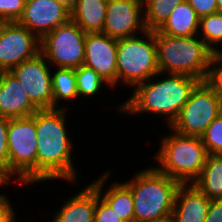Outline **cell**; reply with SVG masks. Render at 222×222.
<instances>
[{
  "instance_id": "6da1fadb",
  "label": "cell",
  "mask_w": 222,
  "mask_h": 222,
  "mask_svg": "<svg viewBox=\"0 0 222 222\" xmlns=\"http://www.w3.org/2000/svg\"><path fill=\"white\" fill-rule=\"evenodd\" d=\"M63 108L36 111V182L64 179L75 183L77 171L72 163V143L66 131ZM70 140V141H69Z\"/></svg>"
},
{
  "instance_id": "7a4b0ae2",
  "label": "cell",
  "mask_w": 222,
  "mask_h": 222,
  "mask_svg": "<svg viewBox=\"0 0 222 222\" xmlns=\"http://www.w3.org/2000/svg\"><path fill=\"white\" fill-rule=\"evenodd\" d=\"M167 75L160 81L149 79L135 86L131 97L118 106L119 110L130 115L143 112L165 115L170 127L201 81L183 74Z\"/></svg>"
},
{
  "instance_id": "3957f363",
  "label": "cell",
  "mask_w": 222,
  "mask_h": 222,
  "mask_svg": "<svg viewBox=\"0 0 222 222\" xmlns=\"http://www.w3.org/2000/svg\"><path fill=\"white\" fill-rule=\"evenodd\" d=\"M160 74H183L208 81L215 53L200 36L174 37L155 30Z\"/></svg>"
},
{
  "instance_id": "277c9868",
  "label": "cell",
  "mask_w": 222,
  "mask_h": 222,
  "mask_svg": "<svg viewBox=\"0 0 222 222\" xmlns=\"http://www.w3.org/2000/svg\"><path fill=\"white\" fill-rule=\"evenodd\" d=\"M132 192L134 222H146L162 217H172L177 180L156 167L142 170L129 182H124Z\"/></svg>"
},
{
  "instance_id": "5b68a950",
  "label": "cell",
  "mask_w": 222,
  "mask_h": 222,
  "mask_svg": "<svg viewBox=\"0 0 222 222\" xmlns=\"http://www.w3.org/2000/svg\"><path fill=\"white\" fill-rule=\"evenodd\" d=\"M173 133L161 140L155 156L160 167L156 168L180 184H192L199 177L208 153L201 137Z\"/></svg>"
},
{
  "instance_id": "8992f818",
  "label": "cell",
  "mask_w": 222,
  "mask_h": 222,
  "mask_svg": "<svg viewBox=\"0 0 222 222\" xmlns=\"http://www.w3.org/2000/svg\"><path fill=\"white\" fill-rule=\"evenodd\" d=\"M146 38L136 36L118 39L117 82L135 87L160 74L157 64L155 31L146 30Z\"/></svg>"
},
{
  "instance_id": "52a82bcc",
  "label": "cell",
  "mask_w": 222,
  "mask_h": 222,
  "mask_svg": "<svg viewBox=\"0 0 222 222\" xmlns=\"http://www.w3.org/2000/svg\"><path fill=\"white\" fill-rule=\"evenodd\" d=\"M9 177L22 185L36 183V112L33 115L10 119L8 132Z\"/></svg>"
},
{
  "instance_id": "ba28073f",
  "label": "cell",
  "mask_w": 222,
  "mask_h": 222,
  "mask_svg": "<svg viewBox=\"0 0 222 222\" xmlns=\"http://www.w3.org/2000/svg\"><path fill=\"white\" fill-rule=\"evenodd\" d=\"M221 113L222 98L208 81H202L192 91L170 128L182 135L201 137Z\"/></svg>"
},
{
  "instance_id": "9c48e42d",
  "label": "cell",
  "mask_w": 222,
  "mask_h": 222,
  "mask_svg": "<svg viewBox=\"0 0 222 222\" xmlns=\"http://www.w3.org/2000/svg\"><path fill=\"white\" fill-rule=\"evenodd\" d=\"M86 36L70 19L40 39V53L57 68L76 69L84 63Z\"/></svg>"
},
{
  "instance_id": "30bf717a",
  "label": "cell",
  "mask_w": 222,
  "mask_h": 222,
  "mask_svg": "<svg viewBox=\"0 0 222 222\" xmlns=\"http://www.w3.org/2000/svg\"><path fill=\"white\" fill-rule=\"evenodd\" d=\"M45 60L38 53L10 70L40 110L53 109L52 76L50 64Z\"/></svg>"
},
{
  "instance_id": "8fae6325",
  "label": "cell",
  "mask_w": 222,
  "mask_h": 222,
  "mask_svg": "<svg viewBox=\"0 0 222 222\" xmlns=\"http://www.w3.org/2000/svg\"><path fill=\"white\" fill-rule=\"evenodd\" d=\"M40 53V39L18 22H5L0 31V70L10 71Z\"/></svg>"
},
{
  "instance_id": "7c38bea8",
  "label": "cell",
  "mask_w": 222,
  "mask_h": 222,
  "mask_svg": "<svg viewBox=\"0 0 222 222\" xmlns=\"http://www.w3.org/2000/svg\"><path fill=\"white\" fill-rule=\"evenodd\" d=\"M142 10L143 0H108L102 33L118 40L145 32Z\"/></svg>"
},
{
  "instance_id": "4fadbf2b",
  "label": "cell",
  "mask_w": 222,
  "mask_h": 222,
  "mask_svg": "<svg viewBox=\"0 0 222 222\" xmlns=\"http://www.w3.org/2000/svg\"><path fill=\"white\" fill-rule=\"evenodd\" d=\"M118 40L102 32L87 33L83 65L92 68L108 86L117 85Z\"/></svg>"
},
{
  "instance_id": "5bb4252c",
  "label": "cell",
  "mask_w": 222,
  "mask_h": 222,
  "mask_svg": "<svg viewBox=\"0 0 222 222\" xmlns=\"http://www.w3.org/2000/svg\"><path fill=\"white\" fill-rule=\"evenodd\" d=\"M70 19L71 14L57 0H26L24 12L17 22L41 39Z\"/></svg>"
},
{
  "instance_id": "9a60e30c",
  "label": "cell",
  "mask_w": 222,
  "mask_h": 222,
  "mask_svg": "<svg viewBox=\"0 0 222 222\" xmlns=\"http://www.w3.org/2000/svg\"><path fill=\"white\" fill-rule=\"evenodd\" d=\"M38 110L21 83L10 71H4L0 90V116L15 119L33 115Z\"/></svg>"
},
{
  "instance_id": "2e32d148",
  "label": "cell",
  "mask_w": 222,
  "mask_h": 222,
  "mask_svg": "<svg viewBox=\"0 0 222 222\" xmlns=\"http://www.w3.org/2000/svg\"><path fill=\"white\" fill-rule=\"evenodd\" d=\"M210 200L193 184H180L172 211L173 222H204Z\"/></svg>"
},
{
  "instance_id": "e0dca14e",
  "label": "cell",
  "mask_w": 222,
  "mask_h": 222,
  "mask_svg": "<svg viewBox=\"0 0 222 222\" xmlns=\"http://www.w3.org/2000/svg\"><path fill=\"white\" fill-rule=\"evenodd\" d=\"M96 189L89 184L65 202L53 222H94Z\"/></svg>"
},
{
  "instance_id": "ac0fdd59",
  "label": "cell",
  "mask_w": 222,
  "mask_h": 222,
  "mask_svg": "<svg viewBox=\"0 0 222 222\" xmlns=\"http://www.w3.org/2000/svg\"><path fill=\"white\" fill-rule=\"evenodd\" d=\"M102 174L98 180L93 181L91 185L98 191L99 196L122 218L125 222H134V207L131 189L125 183H113L102 195V188L108 175Z\"/></svg>"
},
{
  "instance_id": "d6986e66",
  "label": "cell",
  "mask_w": 222,
  "mask_h": 222,
  "mask_svg": "<svg viewBox=\"0 0 222 222\" xmlns=\"http://www.w3.org/2000/svg\"><path fill=\"white\" fill-rule=\"evenodd\" d=\"M200 18L185 0L172 9L165 23L157 30L167 36L192 37L199 34Z\"/></svg>"
},
{
  "instance_id": "ffe728a7",
  "label": "cell",
  "mask_w": 222,
  "mask_h": 222,
  "mask_svg": "<svg viewBox=\"0 0 222 222\" xmlns=\"http://www.w3.org/2000/svg\"><path fill=\"white\" fill-rule=\"evenodd\" d=\"M108 0H78L71 13L74 21L84 32H102Z\"/></svg>"
},
{
  "instance_id": "44dd1931",
  "label": "cell",
  "mask_w": 222,
  "mask_h": 222,
  "mask_svg": "<svg viewBox=\"0 0 222 222\" xmlns=\"http://www.w3.org/2000/svg\"><path fill=\"white\" fill-rule=\"evenodd\" d=\"M192 184L209 199H222V155L208 154L199 177Z\"/></svg>"
},
{
  "instance_id": "7402d4cb",
  "label": "cell",
  "mask_w": 222,
  "mask_h": 222,
  "mask_svg": "<svg viewBox=\"0 0 222 222\" xmlns=\"http://www.w3.org/2000/svg\"><path fill=\"white\" fill-rule=\"evenodd\" d=\"M53 109L60 108L58 100L78 97L75 69L59 68L52 75Z\"/></svg>"
},
{
  "instance_id": "603a6c76",
  "label": "cell",
  "mask_w": 222,
  "mask_h": 222,
  "mask_svg": "<svg viewBox=\"0 0 222 222\" xmlns=\"http://www.w3.org/2000/svg\"><path fill=\"white\" fill-rule=\"evenodd\" d=\"M144 22L147 30H158L167 20L172 9L185 0H143Z\"/></svg>"
},
{
  "instance_id": "cb8c5ba5",
  "label": "cell",
  "mask_w": 222,
  "mask_h": 222,
  "mask_svg": "<svg viewBox=\"0 0 222 222\" xmlns=\"http://www.w3.org/2000/svg\"><path fill=\"white\" fill-rule=\"evenodd\" d=\"M200 39L216 53L219 48L217 44L222 45V13L216 12L200 18L199 23ZM202 31V32H201ZM202 33V35H201ZM216 45L213 46V45Z\"/></svg>"
},
{
  "instance_id": "d4e9b609",
  "label": "cell",
  "mask_w": 222,
  "mask_h": 222,
  "mask_svg": "<svg viewBox=\"0 0 222 222\" xmlns=\"http://www.w3.org/2000/svg\"><path fill=\"white\" fill-rule=\"evenodd\" d=\"M75 76L78 97L96 95V93H99V90L104 86L103 84L108 85L99 74L85 65H81L75 69Z\"/></svg>"
},
{
  "instance_id": "484cf974",
  "label": "cell",
  "mask_w": 222,
  "mask_h": 222,
  "mask_svg": "<svg viewBox=\"0 0 222 222\" xmlns=\"http://www.w3.org/2000/svg\"><path fill=\"white\" fill-rule=\"evenodd\" d=\"M201 139L208 154L222 155V113L206 128Z\"/></svg>"
},
{
  "instance_id": "4316f807",
  "label": "cell",
  "mask_w": 222,
  "mask_h": 222,
  "mask_svg": "<svg viewBox=\"0 0 222 222\" xmlns=\"http://www.w3.org/2000/svg\"><path fill=\"white\" fill-rule=\"evenodd\" d=\"M26 0H0V20L17 22L22 16Z\"/></svg>"
},
{
  "instance_id": "83f0119b",
  "label": "cell",
  "mask_w": 222,
  "mask_h": 222,
  "mask_svg": "<svg viewBox=\"0 0 222 222\" xmlns=\"http://www.w3.org/2000/svg\"><path fill=\"white\" fill-rule=\"evenodd\" d=\"M94 222H125L117 213L99 196L96 190V208Z\"/></svg>"
},
{
  "instance_id": "f1b7e54d",
  "label": "cell",
  "mask_w": 222,
  "mask_h": 222,
  "mask_svg": "<svg viewBox=\"0 0 222 222\" xmlns=\"http://www.w3.org/2000/svg\"><path fill=\"white\" fill-rule=\"evenodd\" d=\"M9 118L0 116V168L9 176L7 132Z\"/></svg>"
},
{
  "instance_id": "f546056e",
  "label": "cell",
  "mask_w": 222,
  "mask_h": 222,
  "mask_svg": "<svg viewBox=\"0 0 222 222\" xmlns=\"http://www.w3.org/2000/svg\"><path fill=\"white\" fill-rule=\"evenodd\" d=\"M208 82L216 89L222 98V61L214 55Z\"/></svg>"
},
{
  "instance_id": "4dcf8cb0",
  "label": "cell",
  "mask_w": 222,
  "mask_h": 222,
  "mask_svg": "<svg viewBox=\"0 0 222 222\" xmlns=\"http://www.w3.org/2000/svg\"><path fill=\"white\" fill-rule=\"evenodd\" d=\"M199 18L218 12L216 0H186Z\"/></svg>"
},
{
  "instance_id": "1f68e13d",
  "label": "cell",
  "mask_w": 222,
  "mask_h": 222,
  "mask_svg": "<svg viewBox=\"0 0 222 222\" xmlns=\"http://www.w3.org/2000/svg\"><path fill=\"white\" fill-rule=\"evenodd\" d=\"M204 222H222V199H211Z\"/></svg>"
},
{
  "instance_id": "d6a6232c",
  "label": "cell",
  "mask_w": 222,
  "mask_h": 222,
  "mask_svg": "<svg viewBox=\"0 0 222 222\" xmlns=\"http://www.w3.org/2000/svg\"><path fill=\"white\" fill-rule=\"evenodd\" d=\"M0 222H16L12 204L4 194L0 195Z\"/></svg>"
},
{
  "instance_id": "836d02e7",
  "label": "cell",
  "mask_w": 222,
  "mask_h": 222,
  "mask_svg": "<svg viewBox=\"0 0 222 222\" xmlns=\"http://www.w3.org/2000/svg\"><path fill=\"white\" fill-rule=\"evenodd\" d=\"M57 1L71 14L77 6L78 0H57Z\"/></svg>"
},
{
  "instance_id": "e575fe53",
  "label": "cell",
  "mask_w": 222,
  "mask_h": 222,
  "mask_svg": "<svg viewBox=\"0 0 222 222\" xmlns=\"http://www.w3.org/2000/svg\"><path fill=\"white\" fill-rule=\"evenodd\" d=\"M11 178L0 168V186L10 182Z\"/></svg>"
},
{
  "instance_id": "d590c367",
  "label": "cell",
  "mask_w": 222,
  "mask_h": 222,
  "mask_svg": "<svg viewBox=\"0 0 222 222\" xmlns=\"http://www.w3.org/2000/svg\"><path fill=\"white\" fill-rule=\"evenodd\" d=\"M146 222H173V219H172V217H162L159 219H153V220L146 221Z\"/></svg>"
},
{
  "instance_id": "8d00e7d4",
  "label": "cell",
  "mask_w": 222,
  "mask_h": 222,
  "mask_svg": "<svg viewBox=\"0 0 222 222\" xmlns=\"http://www.w3.org/2000/svg\"><path fill=\"white\" fill-rule=\"evenodd\" d=\"M218 6V12L222 13V0H216Z\"/></svg>"
},
{
  "instance_id": "74e56055",
  "label": "cell",
  "mask_w": 222,
  "mask_h": 222,
  "mask_svg": "<svg viewBox=\"0 0 222 222\" xmlns=\"http://www.w3.org/2000/svg\"><path fill=\"white\" fill-rule=\"evenodd\" d=\"M215 55L222 61V49L220 50H218L216 53H215Z\"/></svg>"
},
{
  "instance_id": "f35d334b",
  "label": "cell",
  "mask_w": 222,
  "mask_h": 222,
  "mask_svg": "<svg viewBox=\"0 0 222 222\" xmlns=\"http://www.w3.org/2000/svg\"><path fill=\"white\" fill-rule=\"evenodd\" d=\"M3 73H4V71L0 70V90H1V87H2Z\"/></svg>"
},
{
  "instance_id": "ab89813d",
  "label": "cell",
  "mask_w": 222,
  "mask_h": 222,
  "mask_svg": "<svg viewBox=\"0 0 222 222\" xmlns=\"http://www.w3.org/2000/svg\"><path fill=\"white\" fill-rule=\"evenodd\" d=\"M4 23H5V21L0 20V31H1V29H2V27H3V25H4Z\"/></svg>"
}]
</instances>
